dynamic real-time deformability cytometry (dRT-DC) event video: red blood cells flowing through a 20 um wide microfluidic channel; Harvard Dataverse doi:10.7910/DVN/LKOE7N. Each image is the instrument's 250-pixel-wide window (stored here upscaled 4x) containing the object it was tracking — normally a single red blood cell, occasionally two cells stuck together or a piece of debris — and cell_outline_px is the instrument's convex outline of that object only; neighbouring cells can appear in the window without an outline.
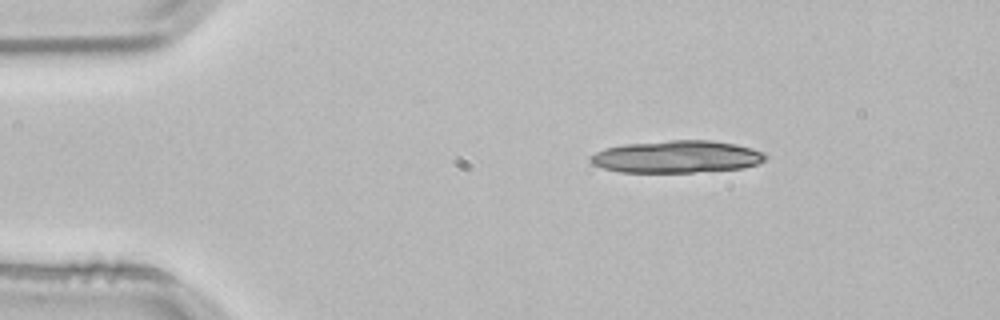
{"species": "common noctule bat (a hibernating species)", "species_latin": "Nyctalus noctula", "temperature_condition": "room temperature", "stored_images_in_passage": 5, "segment_of_instrument_passage": [2, 2], "camera_frame_rate_fps": 3000, "um_per_image_px": 0.085, "animal": {"sex": "male", "body_mass_g": 21.5, "forearm_length_mm": 52.0}, "frame": {"image": 1, "passage_image": 5, "time_ms": 1.333, "image_size_px": [1000, 320], "cell_outline_px": [[768, 156], [764, 160], [756, 164], [744, 168], [692, 172], [620, 172], [604, 168], [592, 164], [588, 160], [588, 156], [604, 148], [624, 144], [668, 140], [712, 140], [736, 144], [752, 148], [764, 152]], "centroid_in_image_um": [57.51, 13.31], "position_along_channel_um": 27.5, "area_um2": 33.12}}